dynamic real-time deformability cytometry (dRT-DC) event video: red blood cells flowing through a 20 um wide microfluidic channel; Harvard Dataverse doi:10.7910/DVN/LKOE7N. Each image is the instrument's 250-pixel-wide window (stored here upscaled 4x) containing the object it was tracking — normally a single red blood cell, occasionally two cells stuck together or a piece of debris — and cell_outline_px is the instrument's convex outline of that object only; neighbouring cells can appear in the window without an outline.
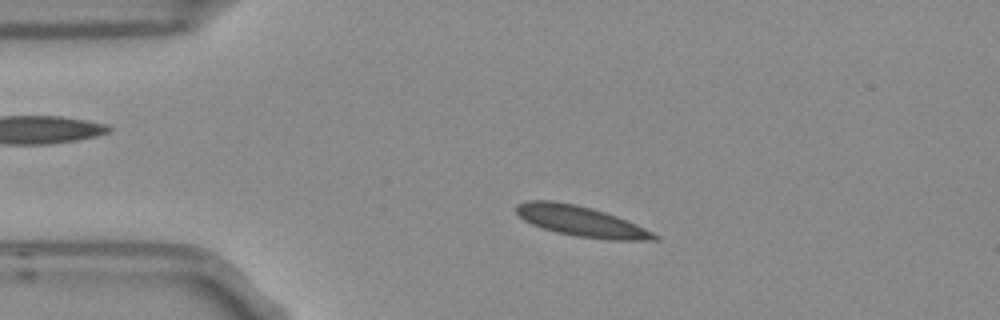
{"species": "Egyptian fruit bat (a non-hibernating species)", "species_latin": "Rousettus aegyptiacus", "temperature_condition": "room temperature", "stored_images_in_passage": 3, "camera_frame_rate_fps": 3000, "um_per_image_px": 0.085, "frame": {"image": 1, "passage_image": 2, "time_ms": 0.333, "image_size_px": [1000, 320], "cell_outline_px": [[660, 240], [608, 240], [576, 236], [556, 232], [532, 224], [524, 220], [516, 212], [516, 204], [528, 200], [552, 200], [576, 204], [592, 208], [616, 216], [636, 224], [660, 236]], "centroid_in_image_um": [49.38, 18.8], "position_along_channel_um": 35.6, "area_um2": 24.39}}